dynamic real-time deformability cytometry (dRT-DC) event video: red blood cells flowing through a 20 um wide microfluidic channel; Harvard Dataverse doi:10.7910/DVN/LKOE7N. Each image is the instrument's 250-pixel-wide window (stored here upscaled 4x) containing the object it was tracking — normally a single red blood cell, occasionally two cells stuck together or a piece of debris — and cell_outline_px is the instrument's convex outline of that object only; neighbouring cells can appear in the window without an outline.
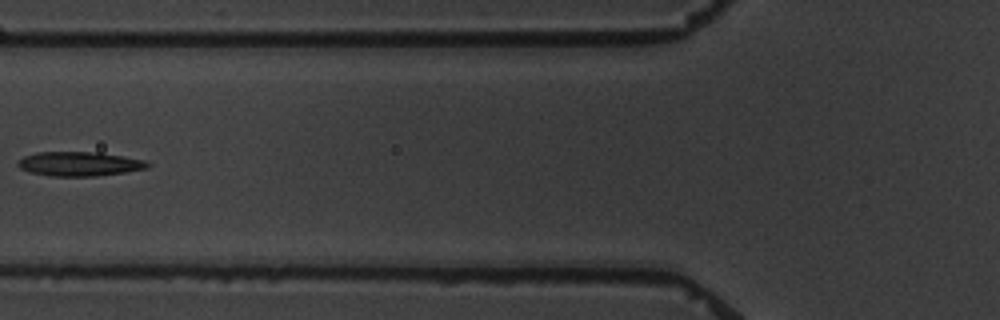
{"species": "common noctule bat (a hibernating species)", "species_latin": "Nyctalus noctula", "temperature_condition": "warm", "stored_images_in_passage": 7, "camera_frame_rate_fps": 3000, "um_per_image_px": 0.085, "animal": {"sex": "male", "body_mass_g": 19.5, "forearm_length_mm": 54.6}, "frame": {"image": 1, "passage_image": 7, "time_ms": 7.0, "image_size_px": [1000, 320], "cell_outline_px": [[152, 164], [148, 168], [124, 172], [96, 176], [52, 176], [28, 172], [20, 168], [16, 164], [24, 156], [36, 152], [100, 152], [148, 160]], "centroid_in_image_um": [6.79, 13.92], "position_along_channel_um": 119.0, "area_um2": 18.55}}